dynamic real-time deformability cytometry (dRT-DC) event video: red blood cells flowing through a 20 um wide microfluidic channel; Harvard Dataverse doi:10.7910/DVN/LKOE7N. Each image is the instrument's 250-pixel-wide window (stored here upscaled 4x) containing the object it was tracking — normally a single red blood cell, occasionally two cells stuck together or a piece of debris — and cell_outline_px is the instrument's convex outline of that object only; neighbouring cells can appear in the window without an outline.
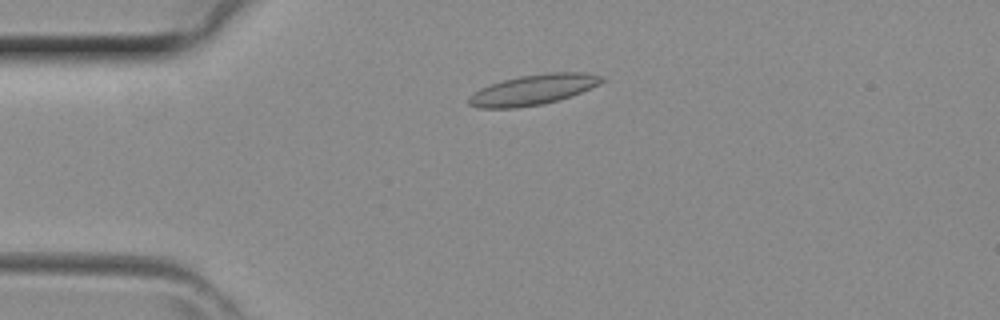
{"species": "common noctule bat (a hibernating species)", "species_latin": "Nyctalus noctula", "temperature_condition": "room temperature", "stored_images_in_passage": 40, "camera_frame_rate_fps": 3000, "um_per_image_px": 0.085, "animal": {"sex": "female", "body_mass_g": 29.2, "forearm_length_mm": 56.3}, "frame": {"image": 1, "passage_image": 8, "time_ms": 2.333, "image_size_px": [1000, 320], "cell_outline_px": [[608, 80], [600, 84], [572, 96], [560, 100], [544, 104], [516, 108], [476, 108], [468, 104], [468, 96], [480, 88], [504, 80], [520, 76], [548, 72], [588, 72], [604, 76]], "centroid_in_image_um": [45.38, 7.62], "position_along_channel_um": 39.6, "area_um2": 23.87}}
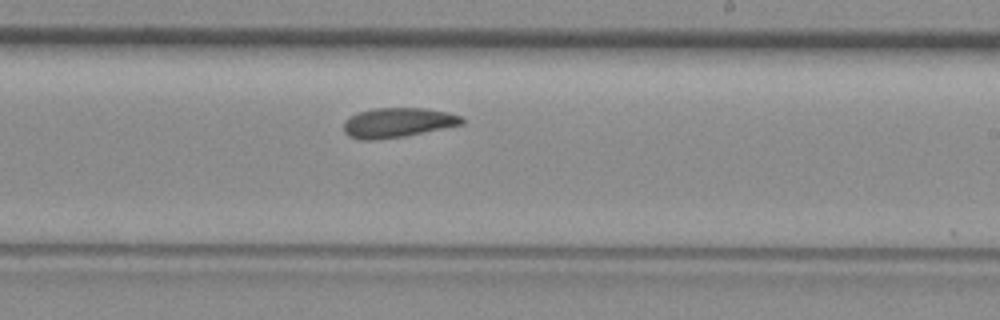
{"frame": {"image": 2, "passage_image": 23, "time_ms": 7.333, "image_size_px": [1000, 320], "cell_outline_px": [[464, 124], [404, 136], [376, 140], [360, 140], [348, 136], [344, 132], [344, 124], [352, 116], [360, 112], [372, 108], [428, 108], [448, 112], [464, 116]], "centroid_in_image_um": [33.85, 10.42], "position_along_channel_um": 255.1, "area_um2": 20.46}}
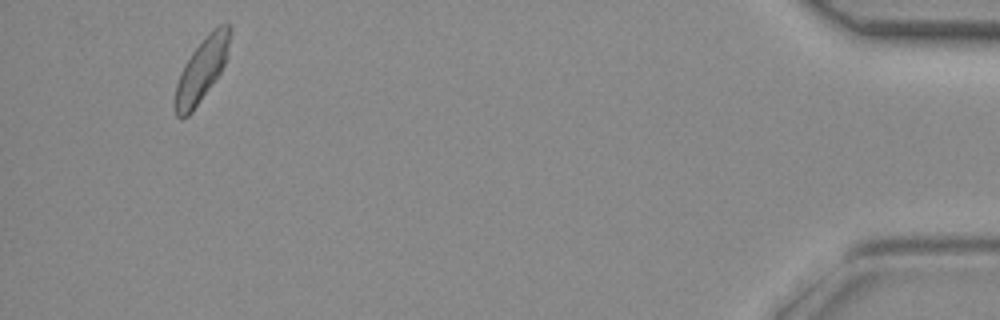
{"frame": {"image": 3, "passage_image": 38, "time_ms": 12.333, "image_size_px": [1000, 320], "cell_outline_px": [[232, 28], [224, 64], [220, 72], [192, 112], [188, 116], [180, 120], [176, 116], [172, 104], [176, 84], [180, 72], [184, 64], [192, 52], [220, 24], [228, 24]], "centroid_in_image_um": [17.07, 6.03], "position_along_channel_um": 418.1, "area_um2": 19.83}}